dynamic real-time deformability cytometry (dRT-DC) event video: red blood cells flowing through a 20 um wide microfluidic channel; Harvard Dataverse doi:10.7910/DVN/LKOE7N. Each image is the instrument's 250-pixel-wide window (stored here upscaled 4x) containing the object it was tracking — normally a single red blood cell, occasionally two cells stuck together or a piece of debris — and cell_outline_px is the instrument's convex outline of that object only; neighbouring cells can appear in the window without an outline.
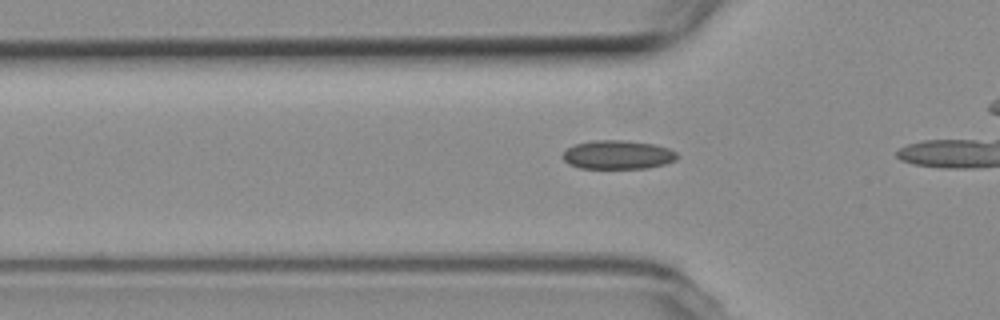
{"species": "common noctule bat (a hibernating species)", "species_latin": "Nyctalus noctula", "temperature_condition": "room temperature", "stored_images_in_passage": 12, "camera_frame_rate_fps": 3000, "um_per_image_px": 0.085, "animal": {"sex": "female", "body_mass_g": 19.3, "forearm_length_mm": 54.1}, "frame": {"image": 1, "passage_image": 7, "time_ms": 2.0, "image_size_px": [1000, 320], "cell_outline_px": [[676, 160], [664, 164], [648, 168], [580, 168], [568, 164], [564, 160], [564, 152], [568, 148], [576, 144], [592, 140], [624, 140], [652, 144], [668, 148], [676, 152]], "centroid_in_image_um": [52.5, 13.15], "position_along_channel_um": 73.3, "area_um2": 19.02}}